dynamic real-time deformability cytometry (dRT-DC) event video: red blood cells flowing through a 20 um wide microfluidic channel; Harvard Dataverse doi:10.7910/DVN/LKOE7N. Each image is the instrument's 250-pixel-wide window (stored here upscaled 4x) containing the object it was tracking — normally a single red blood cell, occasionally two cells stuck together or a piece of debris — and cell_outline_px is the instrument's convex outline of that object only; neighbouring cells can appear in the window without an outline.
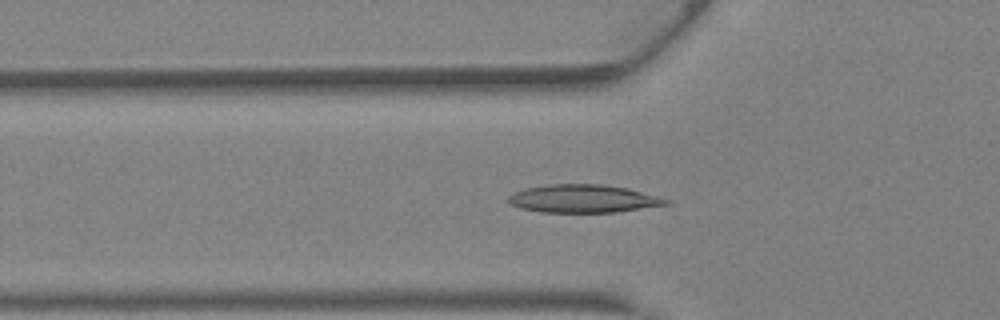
{"species": "Egyptian fruit bat (a non-hibernating species)", "species_latin": "Rousettus aegyptiacus", "temperature_condition": "warm", "stored_images_in_passage": 35, "camera_frame_rate_fps": 3000, "um_per_image_px": 0.085, "animal": {"sex": "female"}, "frame": {"image": 1, "passage_image": 11, "time_ms": 3.333, "image_size_px": [1000, 320], "cell_outline_px": [[672, 204], [616, 212], [540, 212], [520, 208], [512, 204], [508, 200], [508, 196], [524, 188], [548, 184], [600, 184], [628, 188], [660, 196], [668, 200]], "centroid_in_image_um": [49.61, 16.88], "position_along_channel_um": 76.2, "area_um2": 25.78}}
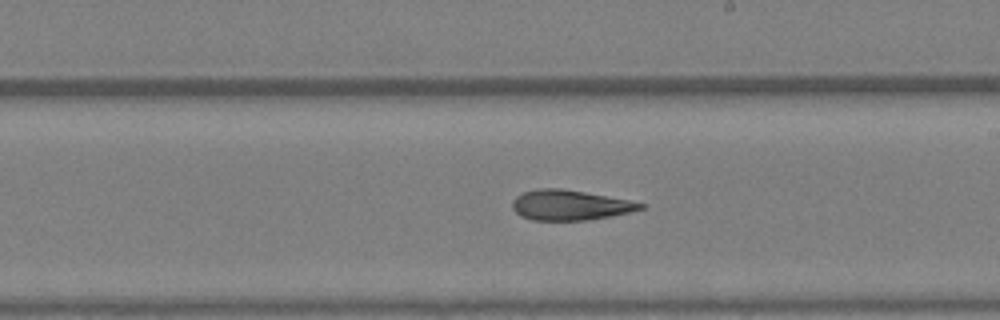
{"frame": {"image": 2, "passage_image": 21, "time_ms": 6.667, "image_size_px": [1000, 320], "cell_outline_px": [[648, 204], [644, 208], [612, 216], [588, 220], [532, 220], [520, 216], [512, 208], [512, 200], [516, 196], [524, 192], [540, 188], [560, 188], [584, 192], [628, 200]], "centroid_in_image_um": [48.43, 17.44], "position_along_channel_um": 240.6, "area_um2": 22.43}}
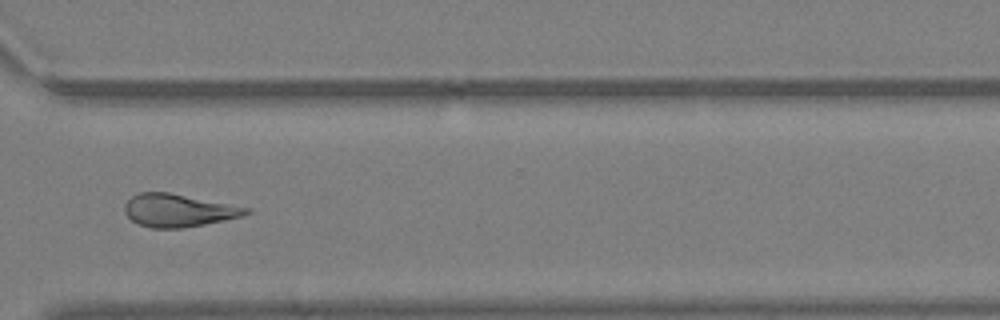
{"frame": {"image": 3, "passage_image": 28, "time_ms": 9.0, "image_size_px": [1000, 320], "cell_outline_px": [[252, 212], [240, 216], [224, 220], [184, 228], [152, 228], [140, 224], [132, 220], [124, 212], [124, 204], [132, 196], [140, 192], [168, 192], [252, 208]], "centroid_in_image_um": [15.17, 17.88], "position_along_channel_um": 355.4, "area_um2": 23.12}, "authors_computed_cell_mechanics": {"area_um2": 24.3338, "velocity_mm_per_s": 4.9191, "shape_relaxation_time_tau1_ms": null, "shape_relaxation_time_tau2_ms": 3.9121, "deformation_change_tau1": null, "deformation_change_tau2": 0.1376}}